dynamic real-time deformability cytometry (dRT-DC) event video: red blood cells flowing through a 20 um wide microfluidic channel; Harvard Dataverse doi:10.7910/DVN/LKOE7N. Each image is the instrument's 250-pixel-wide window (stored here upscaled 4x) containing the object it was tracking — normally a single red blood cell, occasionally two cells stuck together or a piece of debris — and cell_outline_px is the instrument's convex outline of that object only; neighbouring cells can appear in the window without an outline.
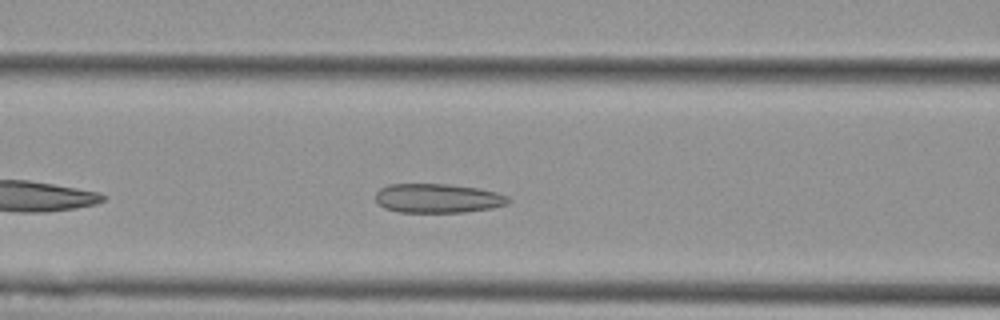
{"species": "Egyptian fruit bat (a non-hibernating species)", "species_latin": "Rousettus aegyptiacus", "temperature_condition": "cold", "stored_images_in_passage": 41, "camera_frame_rate_fps": 3000, "um_per_image_px": 0.085, "animal": {"sex": "female"}, "frame": {"image": 1, "passage_image": 9, "time_ms": 2.667, "image_size_px": [1000, 320], "cell_outline_px": [[512, 200], [508, 204], [492, 208], [464, 212], [400, 212], [384, 208], [376, 200], [376, 192], [380, 188], [388, 184], [448, 184], [476, 188], [496, 192], [508, 196]], "centroid_in_image_um": [37.22, 16.85], "position_along_channel_um": 129.4, "area_um2": 22.6}}
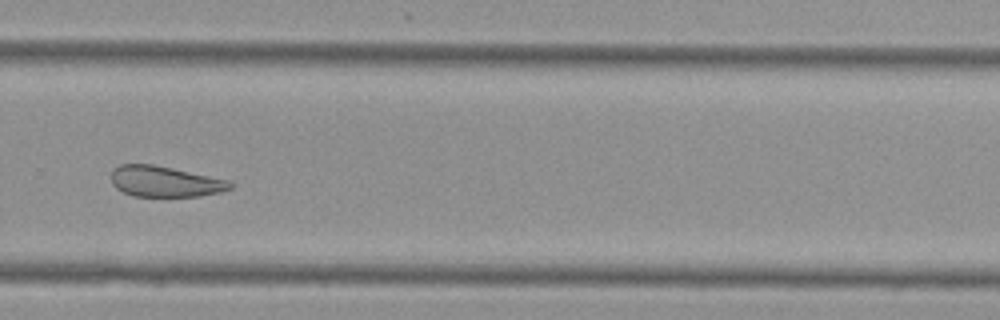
{"frame": {"image": 2, "passage_image": 24, "time_ms": 7.667, "image_size_px": [1000, 320], "cell_outline_px": [[232, 188], [220, 192], [200, 196], [132, 196], [116, 188], [112, 184], [112, 168], [120, 164], [152, 164], [172, 168], [228, 180], [232, 184]], "centroid_in_image_um": [13.99, 15.43], "position_along_channel_um": 315.8, "area_um2": 21.21}}
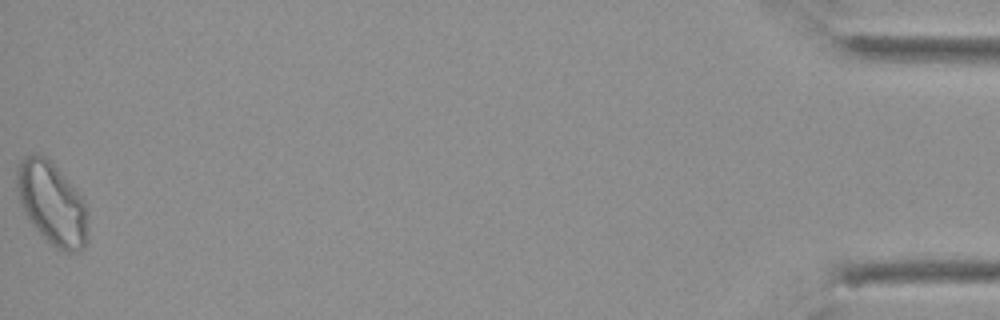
{"frame": {"image": 3, "passage_image": 41, "time_ms": 13.333, "image_size_px": [1000, 320], "cell_outline_px": [[88, 240], [84, 248], [80, 252], [64, 252], [56, 248], [32, 224], [24, 212], [20, 204], [16, 188], [16, 168], [20, 160], [36, 152], [44, 156], [64, 176], [84, 200], [88, 212]], "centroid_in_image_um": [4.43, 17.32], "position_along_channel_um": 430.8, "area_um2": 34.28}, "authors_computed_cell_mechanics": {"area_um2": 23.1778, "velocity_mm_per_s": 3.741, "shape_relaxation_time_tau1_ms": null, "shape_relaxation_time_tau2_ms": 3.1744, "deformation_change_tau1": null, "deformation_change_tau2": 0.0953}}